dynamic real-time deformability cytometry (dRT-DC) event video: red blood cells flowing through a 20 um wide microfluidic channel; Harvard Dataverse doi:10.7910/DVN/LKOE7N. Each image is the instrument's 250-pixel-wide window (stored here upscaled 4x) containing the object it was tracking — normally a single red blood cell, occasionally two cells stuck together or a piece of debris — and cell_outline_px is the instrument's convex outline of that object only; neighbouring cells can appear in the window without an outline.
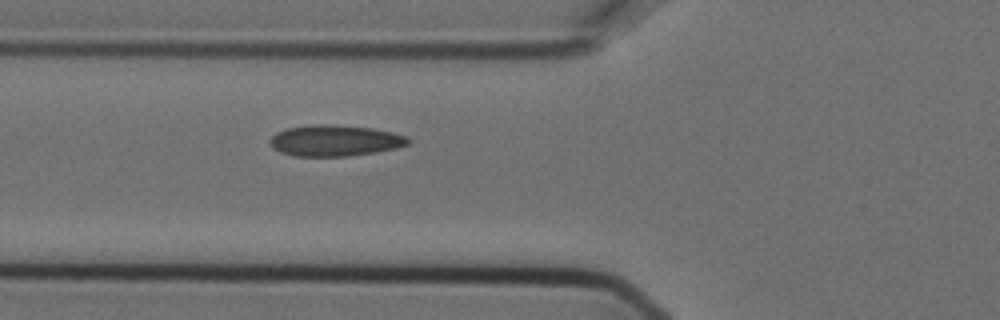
{"species": "Egyptian fruit bat (a non-hibernating species)", "species_latin": "Rousettus aegyptiacus", "temperature_condition": "cold", "stored_images_in_passage": 5, "camera_frame_rate_fps": 3000, "um_per_image_px": 0.085, "animal": {"sex": "female"}, "frame": {"image": 1, "passage_image": 5, "time_ms": 1.333, "image_size_px": [1000, 320], "cell_outline_px": [[408, 144], [396, 148], [348, 156], [292, 156], [280, 152], [272, 148], [268, 140], [276, 132], [288, 128], [320, 124], [336, 124], [372, 128], [392, 132], [408, 136]], "centroid_in_image_um": [28.43, 11.95], "position_along_channel_um": 97.4, "area_um2": 25.03}}